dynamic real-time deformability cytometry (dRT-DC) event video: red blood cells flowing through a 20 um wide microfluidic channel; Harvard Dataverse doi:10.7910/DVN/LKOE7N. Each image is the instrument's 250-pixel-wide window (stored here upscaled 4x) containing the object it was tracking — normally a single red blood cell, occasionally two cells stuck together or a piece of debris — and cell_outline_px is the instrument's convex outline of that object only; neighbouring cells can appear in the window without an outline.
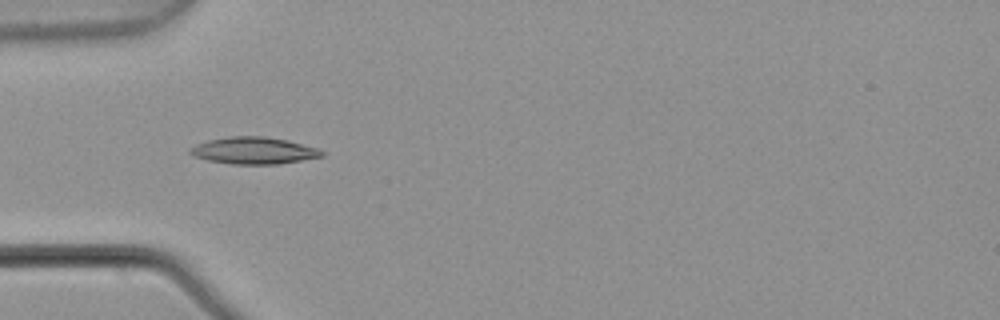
{"species": "common noctule bat (a hibernating species)", "species_latin": "Nyctalus noctula", "temperature_condition": "warm", "stored_images_in_passage": 6, "camera_frame_rate_fps": 3000, "um_per_image_px": 0.085, "animal": {"sex": "male", "body_mass_g": 21.5, "forearm_length_mm": 52.0}, "frame": {"image": 1, "passage_image": 3, "time_ms": 0.667, "image_size_px": [1000, 320], "cell_outline_px": [[324, 156], [280, 164], [232, 164], [208, 160], [192, 156], [188, 152], [188, 148], [196, 144], [208, 140], [228, 136], [264, 136], [288, 140], [316, 148], [324, 152]], "centroid_in_image_um": [21.53, 12.8], "position_along_channel_um": 63.5, "area_um2": 20.75}}
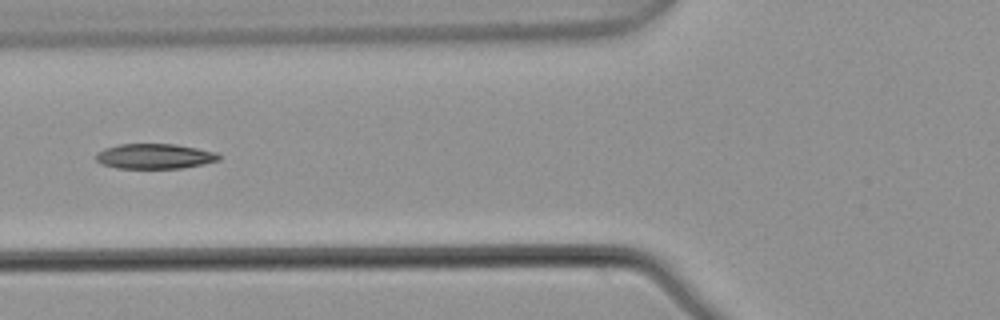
{"frame": {"image": 2, "passage_image": 4, "time_ms": 1.0, "image_size_px": [1000, 320], "cell_outline_px": [[220, 160], [204, 164], [180, 168], [116, 168], [100, 164], [96, 160], [96, 152], [104, 148], [120, 144], [176, 144], [216, 152], [220, 156]], "centroid_in_image_um": [13.12, 13.28], "position_along_channel_um": 112.7, "area_um2": 18.03}}
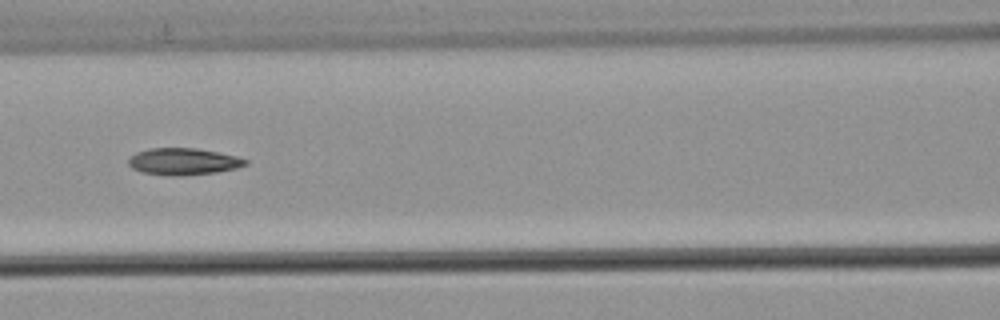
{"frame": {"image": 3, "passage_image": 5, "time_ms": 1.333, "image_size_px": [1000, 320], "cell_outline_px": [[248, 164], [236, 168], [216, 172], [180, 176], [140, 172], [132, 168], [128, 164], [128, 156], [136, 152], [148, 148], [196, 148], [236, 156], [248, 160]], "centroid_in_image_um": [15.54, 13.72], "position_along_channel_um": 151.1, "area_um2": 18.26}}